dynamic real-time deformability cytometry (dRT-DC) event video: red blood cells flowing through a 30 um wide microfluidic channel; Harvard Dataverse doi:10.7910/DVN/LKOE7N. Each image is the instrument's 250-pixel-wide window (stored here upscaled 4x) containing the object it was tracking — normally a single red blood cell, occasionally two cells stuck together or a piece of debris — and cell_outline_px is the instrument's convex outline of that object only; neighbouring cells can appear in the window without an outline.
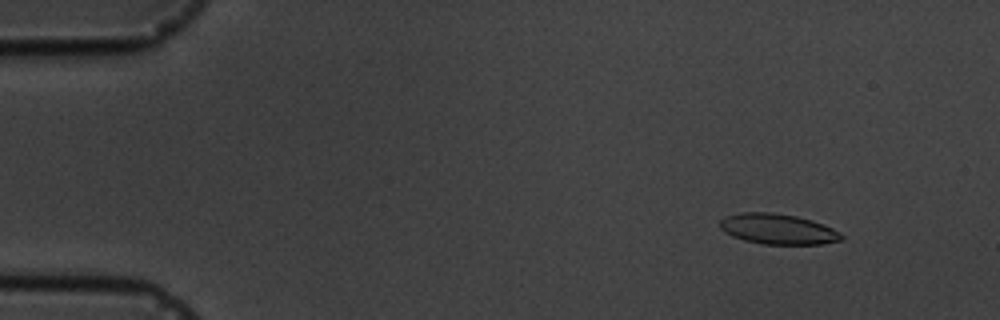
{"species": "common noctule bat (a hibernating species)", "species_latin": "Nyctalus noctula", "temperature_condition": "cold", "stored_images_in_passage": 6, "camera_frame_rate_fps": 3000, "um_per_image_px": 0.085, "animal": {"sex": "male", "body_mass_g": 19.5, "forearm_length_mm": 54.6}, "frame": {"image": 1, "passage_image": 2, "time_ms": 1.0, "image_size_px": [1000, 320], "cell_outline_px": [[844, 236], [840, 240], [820, 244], [764, 244], [744, 240], [732, 236], [724, 232], [720, 228], [720, 220], [724, 216], [740, 212], [772, 212], [796, 216], [812, 220], [824, 224], [840, 232]], "centroid_in_image_um": [66.09, 19.46], "position_along_channel_um": 18.9, "area_um2": 21.62}}